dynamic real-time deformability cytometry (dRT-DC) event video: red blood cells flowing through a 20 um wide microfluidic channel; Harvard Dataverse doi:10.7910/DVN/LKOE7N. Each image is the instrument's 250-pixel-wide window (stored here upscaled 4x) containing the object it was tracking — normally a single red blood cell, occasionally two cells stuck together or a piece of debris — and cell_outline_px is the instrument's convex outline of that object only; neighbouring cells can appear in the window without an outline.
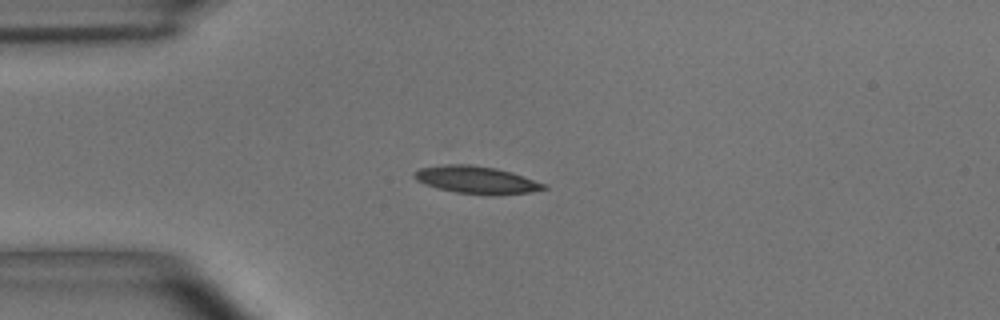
{"species": "common noctule bat (a hibernating species)", "species_latin": "Nyctalus noctula", "temperature_condition": "room temperature", "stored_images_in_passage": 42, "camera_frame_rate_fps": 3000, "um_per_image_px": 0.085, "animal": {"sex": "male", "body_mass_g": 15.6}, "frame": {"image": 1, "passage_image": 1, "time_ms": 0.0, "image_size_px": [1000, 320], "cell_outline_px": [[548, 188], [532, 192], [492, 196], [488, 196], [456, 192], [436, 188], [424, 184], [416, 180], [412, 176], [412, 172], [420, 168], [444, 164], [468, 164], [496, 168], [512, 172], [548, 184]], "centroid_in_image_um": [40.51, 15.3], "position_along_channel_um": 44.5, "area_um2": 21.21}}
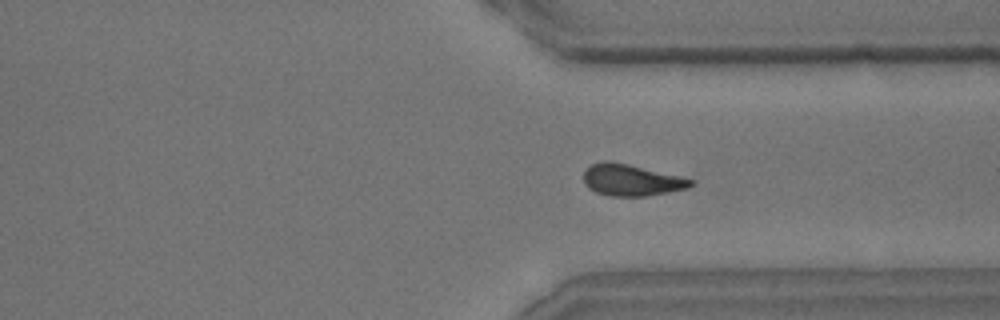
{"frame": {"image": 2, "passage_image": 28, "time_ms": 9.0, "image_size_px": [1000, 320], "cell_outline_px": [[696, 180], [688, 188], [668, 192], [644, 196], [608, 196], [596, 192], [588, 188], [584, 180], [584, 172], [592, 164], [604, 160], [608, 160], [628, 164], [680, 176]], "centroid_in_image_um": [53.66, 15.3], "position_along_channel_um": 357.7, "area_um2": 19.59}}
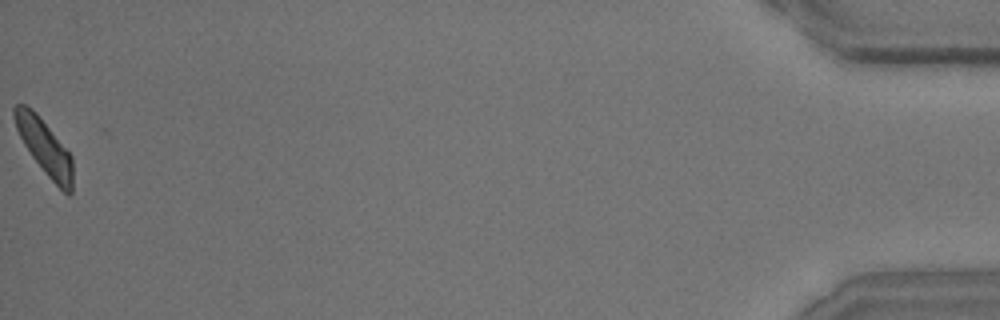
{"frame": {"image": 3, "passage_image": 42, "time_ms": 13.667, "image_size_px": [1000, 320], "cell_outline_px": [[72, 192], [68, 196], [48, 176], [32, 156], [24, 144], [16, 128], [12, 116], [12, 108], [16, 104], [24, 104], [32, 108], [36, 112], [72, 156]], "centroid_in_image_um": [3.76, 12.46], "position_along_channel_um": 431.4, "area_um2": 18.5}, "authors_computed_cell_mechanics": {"area_um2": 19.652, "velocity_mm_per_s": 3.6668, "shape_relaxation_time_tau1_ms": 4.9053, "shape_relaxation_time_tau2_ms": 4.3304, "deformation_change_tau1": 0.1536, "deformation_change_tau2": 0.1291}}